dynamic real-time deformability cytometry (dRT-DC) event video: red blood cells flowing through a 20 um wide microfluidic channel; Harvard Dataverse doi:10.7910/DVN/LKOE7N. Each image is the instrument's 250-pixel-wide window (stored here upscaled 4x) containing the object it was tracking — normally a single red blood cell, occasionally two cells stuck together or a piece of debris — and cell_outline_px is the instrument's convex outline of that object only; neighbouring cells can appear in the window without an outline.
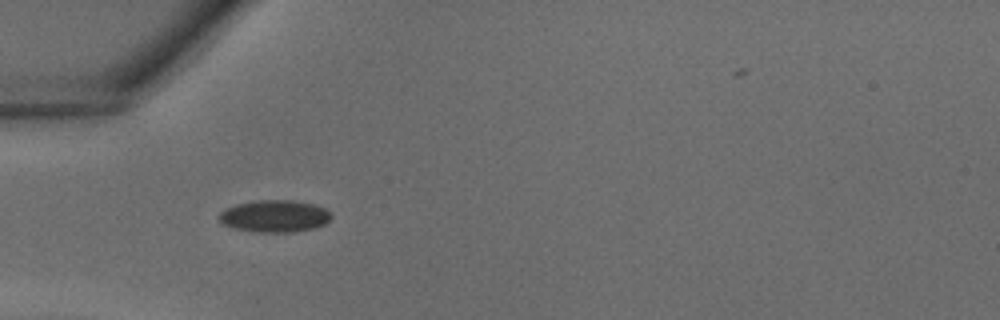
{"species": "common noctule bat (a hibernating species)", "species_latin": "Nyctalus noctula", "temperature_condition": "warm", "stored_images_in_passage": 27, "camera_frame_rate_fps": 3000, "um_per_image_px": 0.085, "animal": {"sex": "male", "body_mass_g": 18.8}, "frame": {"image": 1, "passage_image": 1, "time_ms": 0.0, "image_size_px": [1000, 320], "cell_outline_px": [[332, 216], [324, 224], [312, 228], [292, 232], [260, 232], [236, 228], [224, 224], [220, 220], [220, 212], [224, 208], [236, 204], [256, 200], [292, 200], [312, 204], [324, 208]], "centroid_in_image_um": [23.32, 18.36], "position_along_channel_um": 61.7, "area_um2": 20.63}}
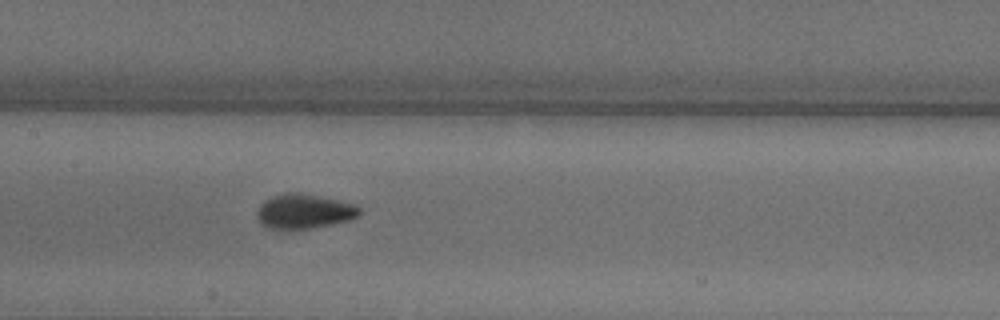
{"frame": {"image": 2, "passage_image": 8, "time_ms": 2.333, "image_size_px": [1000, 320], "cell_outline_px": [[360, 216], [352, 220], [312, 228], [268, 228], [260, 224], [256, 216], [256, 212], [260, 204], [264, 200], [272, 196], [288, 192], [300, 192], [320, 196], [356, 204], [360, 208]], "centroid_in_image_um": [25.86, 17.95], "position_along_channel_um": 181.5, "area_um2": 20.87}}
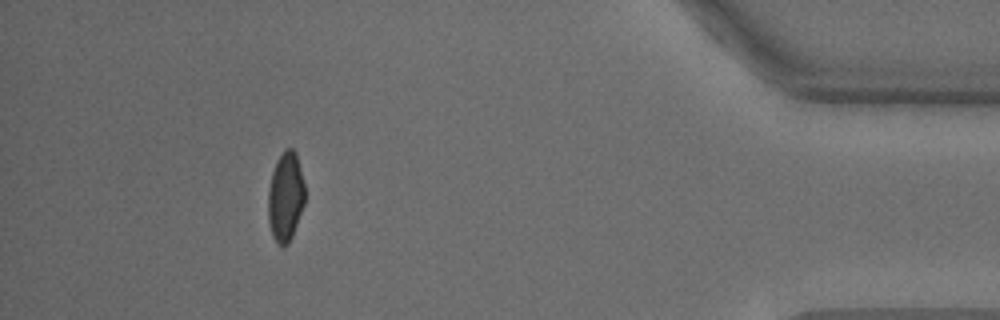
{"frame": {"image": 3, "passage_image": 24, "time_ms": 7.667, "image_size_px": [1000, 320], "cell_outline_px": [[304, 204], [292, 236], [288, 244], [284, 248], [276, 244], [272, 236], [268, 220], [268, 188], [272, 172], [276, 160], [284, 148], [292, 148], [296, 152], [304, 184]], "centroid_in_image_um": [24.25, 16.74], "position_along_channel_um": 411.0, "area_um2": 19.36}}